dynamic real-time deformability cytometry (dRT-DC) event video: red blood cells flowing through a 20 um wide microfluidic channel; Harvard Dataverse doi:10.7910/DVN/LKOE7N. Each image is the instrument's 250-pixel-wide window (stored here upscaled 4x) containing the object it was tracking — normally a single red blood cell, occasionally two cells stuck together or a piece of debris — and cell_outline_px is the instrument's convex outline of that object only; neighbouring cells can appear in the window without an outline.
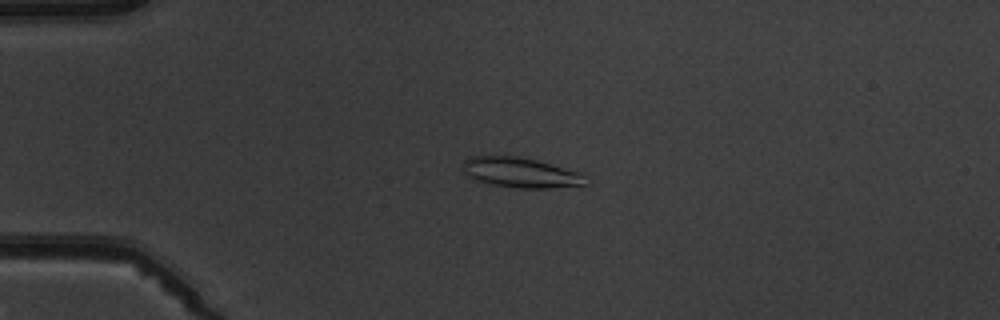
{"species": "common noctule bat (a hibernating species)", "species_latin": "Nyctalus noctula", "temperature_condition": "warm", "stored_images_in_passage": 5, "camera_frame_rate_fps": 3000, "um_per_image_px": 0.085, "animal": {"sex": "male", "body_mass_g": 19.5, "forearm_length_mm": 54.6}, "frame": {"image": 1, "passage_image": 4, "time_ms": 3.667, "image_size_px": [1000, 320], "cell_outline_px": [[588, 184], [552, 188], [516, 188], [492, 184], [476, 180], [468, 176], [460, 168], [464, 160], [468, 156], [516, 156], [536, 160], [584, 172]], "centroid_in_image_um": [44.27, 14.67], "position_along_channel_um": 40.7, "area_um2": 21.85}}